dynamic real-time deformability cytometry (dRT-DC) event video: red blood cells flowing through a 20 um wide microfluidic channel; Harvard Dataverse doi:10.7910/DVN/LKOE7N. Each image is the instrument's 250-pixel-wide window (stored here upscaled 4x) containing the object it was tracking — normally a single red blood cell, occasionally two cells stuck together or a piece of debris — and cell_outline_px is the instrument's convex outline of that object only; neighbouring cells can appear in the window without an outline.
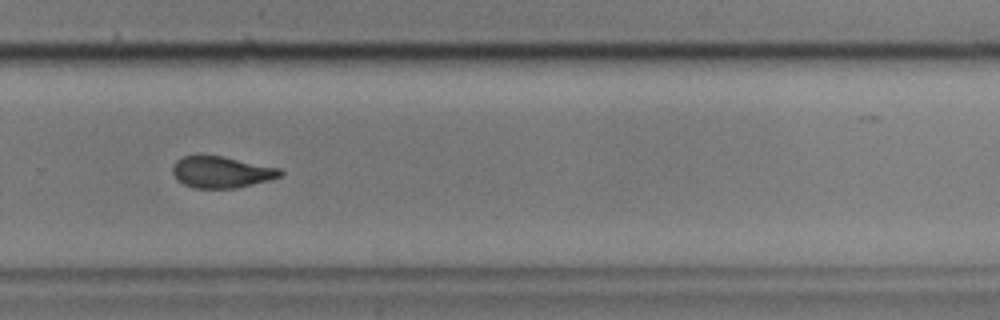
{"species": "common noctule bat (a hibernating species)", "species_latin": "Nyctalus noctula", "temperature_condition": "cold", "stored_images_in_passage": 40, "camera_frame_rate_fps": 3000, "um_per_image_px": 0.085, "animal": {"sex": "male", "body_mass_g": 17.9, "forearm_length_mm": 54.2}, "frame": {"image": 1, "passage_image": 23, "time_ms": 7.333, "image_size_px": [1000, 320], "cell_outline_px": [[284, 172], [280, 176], [268, 180], [236, 188], [192, 188], [184, 184], [172, 172], [172, 168], [176, 160], [184, 156], [196, 152], [200, 152], [224, 156], [280, 168]], "centroid_in_image_um": [18.78, 14.58], "position_along_channel_um": 311.0, "area_um2": 20.17}}
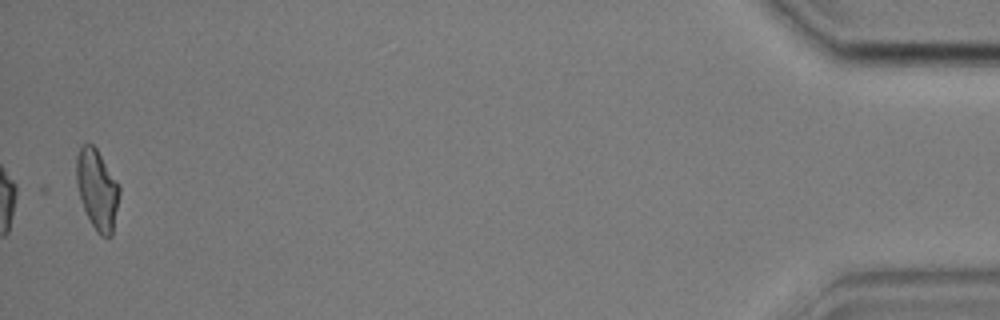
{"frame": {"image": 2, "passage_image": 40, "time_ms": 13.0, "image_size_px": [1000, 320], "cell_outline_px": [[120, 192], [112, 236], [100, 236], [96, 232], [80, 200], [76, 180], [76, 156], [80, 148], [84, 144], [92, 144], [96, 148], [120, 184]], "centroid_in_image_um": [8.27, 16.1], "position_along_channel_um": 426.9, "area_um2": 20.11}, "authors_computed_cell_mechanics": {"area_um2": 20.519, "velocity_mm_per_s": 3.5893, "shape_relaxation_time_tau1_ms": 4.8989, "shape_relaxation_time_tau2_ms": 3.1296, "deformation_change_tau1": 0.1484, "deformation_change_tau2": 0.0955}}